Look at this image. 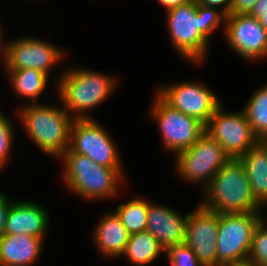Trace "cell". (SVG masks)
Listing matches in <instances>:
<instances>
[{"mask_svg": "<svg viewBox=\"0 0 267 266\" xmlns=\"http://www.w3.org/2000/svg\"><path fill=\"white\" fill-rule=\"evenodd\" d=\"M165 18L177 53L195 65L204 62L211 33L225 22L219 9L199 5L196 0L166 11Z\"/></svg>", "mask_w": 267, "mask_h": 266, "instance_id": "obj_1", "label": "cell"}, {"mask_svg": "<svg viewBox=\"0 0 267 266\" xmlns=\"http://www.w3.org/2000/svg\"><path fill=\"white\" fill-rule=\"evenodd\" d=\"M65 70L56 82L61 106L74 119L92 118L86 111L97 107L114 93L118 83L116 78L103 72L72 66Z\"/></svg>", "mask_w": 267, "mask_h": 266, "instance_id": "obj_2", "label": "cell"}, {"mask_svg": "<svg viewBox=\"0 0 267 266\" xmlns=\"http://www.w3.org/2000/svg\"><path fill=\"white\" fill-rule=\"evenodd\" d=\"M64 165L63 183L83 200L116 198L121 191L118 186L124 179L123 168H110L96 164L78 153H63L59 158Z\"/></svg>", "mask_w": 267, "mask_h": 266, "instance_id": "obj_3", "label": "cell"}, {"mask_svg": "<svg viewBox=\"0 0 267 266\" xmlns=\"http://www.w3.org/2000/svg\"><path fill=\"white\" fill-rule=\"evenodd\" d=\"M20 108L16 113L30 139L41 151L58 160L69 148L74 118L59 105L29 103Z\"/></svg>", "mask_w": 267, "mask_h": 266, "instance_id": "obj_4", "label": "cell"}, {"mask_svg": "<svg viewBox=\"0 0 267 266\" xmlns=\"http://www.w3.org/2000/svg\"><path fill=\"white\" fill-rule=\"evenodd\" d=\"M200 204L222 213L262 212L254 198L246 171L238 159L229 160L203 190Z\"/></svg>", "mask_w": 267, "mask_h": 266, "instance_id": "obj_5", "label": "cell"}, {"mask_svg": "<svg viewBox=\"0 0 267 266\" xmlns=\"http://www.w3.org/2000/svg\"><path fill=\"white\" fill-rule=\"evenodd\" d=\"M176 171L187 183H200L203 190L231 158L207 132L187 150L175 156Z\"/></svg>", "mask_w": 267, "mask_h": 266, "instance_id": "obj_6", "label": "cell"}, {"mask_svg": "<svg viewBox=\"0 0 267 266\" xmlns=\"http://www.w3.org/2000/svg\"><path fill=\"white\" fill-rule=\"evenodd\" d=\"M150 109V116L159 126L162 146L175 155L190 148L205 132L203 123L174 109L157 93Z\"/></svg>", "mask_w": 267, "mask_h": 266, "instance_id": "obj_7", "label": "cell"}, {"mask_svg": "<svg viewBox=\"0 0 267 266\" xmlns=\"http://www.w3.org/2000/svg\"><path fill=\"white\" fill-rule=\"evenodd\" d=\"M261 212L222 213L217 237V266L226 262L247 259Z\"/></svg>", "mask_w": 267, "mask_h": 266, "instance_id": "obj_8", "label": "cell"}, {"mask_svg": "<svg viewBox=\"0 0 267 266\" xmlns=\"http://www.w3.org/2000/svg\"><path fill=\"white\" fill-rule=\"evenodd\" d=\"M113 138L94 118L74 119L70 129L69 148L64 153L87 156L98 165L123 168Z\"/></svg>", "mask_w": 267, "mask_h": 266, "instance_id": "obj_9", "label": "cell"}, {"mask_svg": "<svg viewBox=\"0 0 267 266\" xmlns=\"http://www.w3.org/2000/svg\"><path fill=\"white\" fill-rule=\"evenodd\" d=\"M205 132L222 146L231 159H238L259 141L244 111L225 112L223 104L205 125Z\"/></svg>", "mask_w": 267, "mask_h": 266, "instance_id": "obj_10", "label": "cell"}, {"mask_svg": "<svg viewBox=\"0 0 267 266\" xmlns=\"http://www.w3.org/2000/svg\"><path fill=\"white\" fill-rule=\"evenodd\" d=\"M64 56L54 44L36 37H21L2 43V59L5 70L37 69L49 76L52 66Z\"/></svg>", "mask_w": 267, "mask_h": 266, "instance_id": "obj_11", "label": "cell"}, {"mask_svg": "<svg viewBox=\"0 0 267 266\" xmlns=\"http://www.w3.org/2000/svg\"><path fill=\"white\" fill-rule=\"evenodd\" d=\"M156 93L171 107L196 118L204 125L222 104L210 88L191 80L163 85Z\"/></svg>", "mask_w": 267, "mask_h": 266, "instance_id": "obj_12", "label": "cell"}, {"mask_svg": "<svg viewBox=\"0 0 267 266\" xmlns=\"http://www.w3.org/2000/svg\"><path fill=\"white\" fill-rule=\"evenodd\" d=\"M223 26L227 44L238 56L250 61L267 58V31L258 19L249 14L228 15Z\"/></svg>", "mask_w": 267, "mask_h": 266, "instance_id": "obj_13", "label": "cell"}, {"mask_svg": "<svg viewBox=\"0 0 267 266\" xmlns=\"http://www.w3.org/2000/svg\"><path fill=\"white\" fill-rule=\"evenodd\" d=\"M220 214L200 203L188 213L185 244L204 266H217V237Z\"/></svg>", "mask_w": 267, "mask_h": 266, "instance_id": "obj_14", "label": "cell"}, {"mask_svg": "<svg viewBox=\"0 0 267 266\" xmlns=\"http://www.w3.org/2000/svg\"><path fill=\"white\" fill-rule=\"evenodd\" d=\"M188 213L181 216L174 209L148 201L146 231L166 251L170 246L185 242Z\"/></svg>", "mask_w": 267, "mask_h": 266, "instance_id": "obj_15", "label": "cell"}, {"mask_svg": "<svg viewBox=\"0 0 267 266\" xmlns=\"http://www.w3.org/2000/svg\"><path fill=\"white\" fill-rule=\"evenodd\" d=\"M49 221V214L42 205L28 200H14L7 215L5 235L26 234L44 238Z\"/></svg>", "mask_w": 267, "mask_h": 266, "instance_id": "obj_16", "label": "cell"}, {"mask_svg": "<svg viewBox=\"0 0 267 266\" xmlns=\"http://www.w3.org/2000/svg\"><path fill=\"white\" fill-rule=\"evenodd\" d=\"M45 238L8 234L0 238V266H32L40 258Z\"/></svg>", "mask_w": 267, "mask_h": 266, "instance_id": "obj_17", "label": "cell"}, {"mask_svg": "<svg viewBox=\"0 0 267 266\" xmlns=\"http://www.w3.org/2000/svg\"><path fill=\"white\" fill-rule=\"evenodd\" d=\"M93 242L104 258H119L129 241L130 234L114 211L105 213L96 224Z\"/></svg>", "mask_w": 267, "mask_h": 266, "instance_id": "obj_18", "label": "cell"}, {"mask_svg": "<svg viewBox=\"0 0 267 266\" xmlns=\"http://www.w3.org/2000/svg\"><path fill=\"white\" fill-rule=\"evenodd\" d=\"M244 167L251 192L255 200L264 208L267 206V142L259 140L238 158Z\"/></svg>", "mask_w": 267, "mask_h": 266, "instance_id": "obj_19", "label": "cell"}, {"mask_svg": "<svg viewBox=\"0 0 267 266\" xmlns=\"http://www.w3.org/2000/svg\"><path fill=\"white\" fill-rule=\"evenodd\" d=\"M8 73V74H7ZM10 86L19 98L32 99L31 104L38 103L37 99L46 90L49 76L37 69L6 70Z\"/></svg>", "mask_w": 267, "mask_h": 266, "instance_id": "obj_20", "label": "cell"}, {"mask_svg": "<svg viewBox=\"0 0 267 266\" xmlns=\"http://www.w3.org/2000/svg\"><path fill=\"white\" fill-rule=\"evenodd\" d=\"M165 252L158 241L147 231L130 235L122 256L135 266H147Z\"/></svg>", "mask_w": 267, "mask_h": 266, "instance_id": "obj_21", "label": "cell"}, {"mask_svg": "<svg viewBox=\"0 0 267 266\" xmlns=\"http://www.w3.org/2000/svg\"><path fill=\"white\" fill-rule=\"evenodd\" d=\"M251 125L253 134L259 139L267 140V83L261 86L242 109Z\"/></svg>", "mask_w": 267, "mask_h": 266, "instance_id": "obj_22", "label": "cell"}, {"mask_svg": "<svg viewBox=\"0 0 267 266\" xmlns=\"http://www.w3.org/2000/svg\"><path fill=\"white\" fill-rule=\"evenodd\" d=\"M130 235L146 231L148 217V201L134 198L121 203L114 211Z\"/></svg>", "mask_w": 267, "mask_h": 266, "instance_id": "obj_23", "label": "cell"}, {"mask_svg": "<svg viewBox=\"0 0 267 266\" xmlns=\"http://www.w3.org/2000/svg\"><path fill=\"white\" fill-rule=\"evenodd\" d=\"M267 221L264 218L255 228L248 259L256 266H267Z\"/></svg>", "mask_w": 267, "mask_h": 266, "instance_id": "obj_24", "label": "cell"}, {"mask_svg": "<svg viewBox=\"0 0 267 266\" xmlns=\"http://www.w3.org/2000/svg\"><path fill=\"white\" fill-rule=\"evenodd\" d=\"M164 253L171 266H204L185 243L172 245Z\"/></svg>", "mask_w": 267, "mask_h": 266, "instance_id": "obj_25", "label": "cell"}, {"mask_svg": "<svg viewBox=\"0 0 267 266\" xmlns=\"http://www.w3.org/2000/svg\"><path fill=\"white\" fill-rule=\"evenodd\" d=\"M14 125L0 109V170L8 163L13 147Z\"/></svg>", "mask_w": 267, "mask_h": 266, "instance_id": "obj_26", "label": "cell"}, {"mask_svg": "<svg viewBox=\"0 0 267 266\" xmlns=\"http://www.w3.org/2000/svg\"><path fill=\"white\" fill-rule=\"evenodd\" d=\"M258 0H232L230 15L249 14Z\"/></svg>", "mask_w": 267, "mask_h": 266, "instance_id": "obj_27", "label": "cell"}, {"mask_svg": "<svg viewBox=\"0 0 267 266\" xmlns=\"http://www.w3.org/2000/svg\"><path fill=\"white\" fill-rule=\"evenodd\" d=\"M10 198L6 194L0 192V238L5 235V224L7 215L11 204L14 201H10Z\"/></svg>", "mask_w": 267, "mask_h": 266, "instance_id": "obj_28", "label": "cell"}, {"mask_svg": "<svg viewBox=\"0 0 267 266\" xmlns=\"http://www.w3.org/2000/svg\"><path fill=\"white\" fill-rule=\"evenodd\" d=\"M231 1L232 0H196L199 5L216 9L219 8L220 12H222L225 16L230 15Z\"/></svg>", "mask_w": 267, "mask_h": 266, "instance_id": "obj_29", "label": "cell"}, {"mask_svg": "<svg viewBox=\"0 0 267 266\" xmlns=\"http://www.w3.org/2000/svg\"><path fill=\"white\" fill-rule=\"evenodd\" d=\"M249 15L258 19L260 24L267 31V10H251Z\"/></svg>", "mask_w": 267, "mask_h": 266, "instance_id": "obj_30", "label": "cell"}, {"mask_svg": "<svg viewBox=\"0 0 267 266\" xmlns=\"http://www.w3.org/2000/svg\"><path fill=\"white\" fill-rule=\"evenodd\" d=\"M192 0H158V2L165 7V11L178 7Z\"/></svg>", "mask_w": 267, "mask_h": 266, "instance_id": "obj_31", "label": "cell"}, {"mask_svg": "<svg viewBox=\"0 0 267 266\" xmlns=\"http://www.w3.org/2000/svg\"><path fill=\"white\" fill-rule=\"evenodd\" d=\"M219 266H256V264L251 259L247 258L239 261L226 262Z\"/></svg>", "mask_w": 267, "mask_h": 266, "instance_id": "obj_32", "label": "cell"}, {"mask_svg": "<svg viewBox=\"0 0 267 266\" xmlns=\"http://www.w3.org/2000/svg\"><path fill=\"white\" fill-rule=\"evenodd\" d=\"M252 10H267V0H258Z\"/></svg>", "mask_w": 267, "mask_h": 266, "instance_id": "obj_33", "label": "cell"}, {"mask_svg": "<svg viewBox=\"0 0 267 266\" xmlns=\"http://www.w3.org/2000/svg\"><path fill=\"white\" fill-rule=\"evenodd\" d=\"M0 27H1V25H0ZM2 27L0 28V57H2V43L4 42V39L2 38Z\"/></svg>", "mask_w": 267, "mask_h": 266, "instance_id": "obj_34", "label": "cell"}]
</instances>
